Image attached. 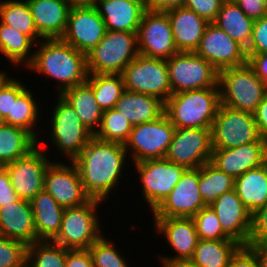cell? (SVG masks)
I'll list each match as a JSON object with an SVG mask.
<instances>
[{"mask_svg":"<svg viewBox=\"0 0 267 267\" xmlns=\"http://www.w3.org/2000/svg\"><path fill=\"white\" fill-rule=\"evenodd\" d=\"M124 144L109 142L93 136L72 161L76 166L86 194L91 199L105 201L117 188L126 164Z\"/></svg>","mask_w":267,"mask_h":267,"instance_id":"6da1fadb","label":"cell"},{"mask_svg":"<svg viewBox=\"0 0 267 267\" xmlns=\"http://www.w3.org/2000/svg\"><path fill=\"white\" fill-rule=\"evenodd\" d=\"M35 47L33 61L27 69L57 80L58 94L87 80L86 55L70 44L61 39H42Z\"/></svg>","mask_w":267,"mask_h":267,"instance_id":"7a4b0ae2","label":"cell"},{"mask_svg":"<svg viewBox=\"0 0 267 267\" xmlns=\"http://www.w3.org/2000/svg\"><path fill=\"white\" fill-rule=\"evenodd\" d=\"M221 105L220 88H202L172 94L165 113L175 128H211Z\"/></svg>","mask_w":267,"mask_h":267,"instance_id":"3957f363","label":"cell"},{"mask_svg":"<svg viewBox=\"0 0 267 267\" xmlns=\"http://www.w3.org/2000/svg\"><path fill=\"white\" fill-rule=\"evenodd\" d=\"M218 85L221 104L250 113L256 111L267 92V84L248 62L220 70Z\"/></svg>","mask_w":267,"mask_h":267,"instance_id":"277c9868","label":"cell"},{"mask_svg":"<svg viewBox=\"0 0 267 267\" xmlns=\"http://www.w3.org/2000/svg\"><path fill=\"white\" fill-rule=\"evenodd\" d=\"M139 55L137 33L107 30L103 39L86 55L88 74H122Z\"/></svg>","mask_w":267,"mask_h":267,"instance_id":"5b68a950","label":"cell"},{"mask_svg":"<svg viewBox=\"0 0 267 267\" xmlns=\"http://www.w3.org/2000/svg\"><path fill=\"white\" fill-rule=\"evenodd\" d=\"M101 202L90 199L83 205L65 208L60 230L52 242L68 250L88 249L104 235L97 214Z\"/></svg>","mask_w":267,"mask_h":267,"instance_id":"8992f818","label":"cell"},{"mask_svg":"<svg viewBox=\"0 0 267 267\" xmlns=\"http://www.w3.org/2000/svg\"><path fill=\"white\" fill-rule=\"evenodd\" d=\"M125 90L155 96L166 102L172 95L166 60L139 54L122 72Z\"/></svg>","mask_w":267,"mask_h":267,"instance_id":"52a82bcc","label":"cell"},{"mask_svg":"<svg viewBox=\"0 0 267 267\" xmlns=\"http://www.w3.org/2000/svg\"><path fill=\"white\" fill-rule=\"evenodd\" d=\"M166 63L172 94L219 87V71L195 52L179 51Z\"/></svg>","mask_w":267,"mask_h":267,"instance_id":"ba28073f","label":"cell"},{"mask_svg":"<svg viewBox=\"0 0 267 267\" xmlns=\"http://www.w3.org/2000/svg\"><path fill=\"white\" fill-rule=\"evenodd\" d=\"M175 129L166 113L153 121L133 126L130 137L124 144L129 158L131 156L134 163L164 158Z\"/></svg>","mask_w":267,"mask_h":267,"instance_id":"9c48e42d","label":"cell"},{"mask_svg":"<svg viewBox=\"0 0 267 267\" xmlns=\"http://www.w3.org/2000/svg\"><path fill=\"white\" fill-rule=\"evenodd\" d=\"M213 149H230L261 138L254 113L220 105L211 127Z\"/></svg>","mask_w":267,"mask_h":267,"instance_id":"30bf717a","label":"cell"},{"mask_svg":"<svg viewBox=\"0 0 267 267\" xmlns=\"http://www.w3.org/2000/svg\"><path fill=\"white\" fill-rule=\"evenodd\" d=\"M51 116V139L58 151L73 161L94 134L85 127L72 106L58 94ZM64 152V153H63Z\"/></svg>","mask_w":267,"mask_h":267,"instance_id":"8fae6325","label":"cell"},{"mask_svg":"<svg viewBox=\"0 0 267 267\" xmlns=\"http://www.w3.org/2000/svg\"><path fill=\"white\" fill-rule=\"evenodd\" d=\"M142 182V194L151 213L170 194L187 170L185 166L172 163L165 158L149 159L133 163Z\"/></svg>","mask_w":267,"mask_h":267,"instance_id":"7c38bea8","label":"cell"},{"mask_svg":"<svg viewBox=\"0 0 267 267\" xmlns=\"http://www.w3.org/2000/svg\"><path fill=\"white\" fill-rule=\"evenodd\" d=\"M139 54L167 60L177 52L172 26L166 12L146 10L137 30Z\"/></svg>","mask_w":267,"mask_h":267,"instance_id":"4fadbf2b","label":"cell"},{"mask_svg":"<svg viewBox=\"0 0 267 267\" xmlns=\"http://www.w3.org/2000/svg\"><path fill=\"white\" fill-rule=\"evenodd\" d=\"M213 152L211 128H176L165 159L187 169L210 162Z\"/></svg>","mask_w":267,"mask_h":267,"instance_id":"5bb4252c","label":"cell"},{"mask_svg":"<svg viewBox=\"0 0 267 267\" xmlns=\"http://www.w3.org/2000/svg\"><path fill=\"white\" fill-rule=\"evenodd\" d=\"M103 18L94 5L73 4L61 40L87 55L106 33Z\"/></svg>","mask_w":267,"mask_h":267,"instance_id":"9a60e30c","label":"cell"},{"mask_svg":"<svg viewBox=\"0 0 267 267\" xmlns=\"http://www.w3.org/2000/svg\"><path fill=\"white\" fill-rule=\"evenodd\" d=\"M38 146L25 157L3 166L10 177V183L20 199L31 201L44 190V175L50 158Z\"/></svg>","mask_w":267,"mask_h":267,"instance_id":"2e32d148","label":"cell"},{"mask_svg":"<svg viewBox=\"0 0 267 267\" xmlns=\"http://www.w3.org/2000/svg\"><path fill=\"white\" fill-rule=\"evenodd\" d=\"M195 53L218 71L248 62L245 48L212 22L206 26Z\"/></svg>","mask_w":267,"mask_h":267,"instance_id":"e0dca14e","label":"cell"},{"mask_svg":"<svg viewBox=\"0 0 267 267\" xmlns=\"http://www.w3.org/2000/svg\"><path fill=\"white\" fill-rule=\"evenodd\" d=\"M52 162L44 175V190L64 208L87 203L91 198L86 194L74 163Z\"/></svg>","mask_w":267,"mask_h":267,"instance_id":"ac0fdd59","label":"cell"},{"mask_svg":"<svg viewBox=\"0 0 267 267\" xmlns=\"http://www.w3.org/2000/svg\"><path fill=\"white\" fill-rule=\"evenodd\" d=\"M198 181L199 168L187 169L170 194L152 212L153 217L192 218L206 207L199 192Z\"/></svg>","mask_w":267,"mask_h":267,"instance_id":"d6986e66","label":"cell"},{"mask_svg":"<svg viewBox=\"0 0 267 267\" xmlns=\"http://www.w3.org/2000/svg\"><path fill=\"white\" fill-rule=\"evenodd\" d=\"M267 140L244 144L230 149H213L210 163L233 178L266 163Z\"/></svg>","mask_w":267,"mask_h":267,"instance_id":"ffe728a7","label":"cell"},{"mask_svg":"<svg viewBox=\"0 0 267 267\" xmlns=\"http://www.w3.org/2000/svg\"><path fill=\"white\" fill-rule=\"evenodd\" d=\"M154 229L165 236L167 243L176 251L172 257L161 258V261H189L199 240L193 218L154 217Z\"/></svg>","mask_w":267,"mask_h":267,"instance_id":"44dd1931","label":"cell"},{"mask_svg":"<svg viewBox=\"0 0 267 267\" xmlns=\"http://www.w3.org/2000/svg\"><path fill=\"white\" fill-rule=\"evenodd\" d=\"M209 206L217 214L223 231L239 244L248 246L251 213L235 189L218 196Z\"/></svg>","mask_w":267,"mask_h":267,"instance_id":"7402d4cb","label":"cell"},{"mask_svg":"<svg viewBox=\"0 0 267 267\" xmlns=\"http://www.w3.org/2000/svg\"><path fill=\"white\" fill-rule=\"evenodd\" d=\"M35 27L43 39H61L73 0H27Z\"/></svg>","mask_w":267,"mask_h":267,"instance_id":"603a6c76","label":"cell"},{"mask_svg":"<svg viewBox=\"0 0 267 267\" xmlns=\"http://www.w3.org/2000/svg\"><path fill=\"white\" fill-rule=\"evenodd\" d=\"M0 235L23 242H36L34 216L30 201L19 199L0 207Z\"/></svg>","mask_w":267,"mask_h":267,"instance_id":"cb8c5ba5","label":"cell"},{"mask_svg":"<svg viewBox=\"0 0 267 267\" xmlns=\"http://www.w3.org/2000/svg\"><path fill=\"white\" fill-rule=\"evenodd\" d=\"M170 19L178 51L195 52L209 22L184 6L165 11Z\"/></svg>","mask_w":267,"mask_h":267,"instance_id":"d4e9b609","label":"cell"},{"mask_svg":"<svg viewBox=\"0 0 267 267\" xmlns=\"http://www.w3.org/2000/svg\"><path fill=\"white\" fill-rule=\"evenodd\" d=\"M106 30L137 33L144 12L142 4L131 0H99L94 5Z\"/></svg>","mask_w":267,"mask_h":267,"instance_id":"484cf974","label":"cell"},{"mask_svg":"<svg viewBox=\"0 0 267 267\" xmlns=\"http://www.w3.org/2000/svg\"><path fill=\"white\" fill-rule=\"evenodd\" d=\"M114 109L135 126L162 116L165 102L152 95L125 90Z\"/></svg>","mask_w":267,"mask_h":267,"instance_id":"4316f807","label":"cell"},{"mask_svg":"<svg viewBox=\"0 0 267 267\" xmlns=\"http://www.w3.org/2000/svg\"><path fill=\"white\" fill-rule=\"evenodd\" d=\"M34 216L36 241H52L61 227L64 207L45 190L31 201Z\"/></svg>","mask_w":267,"mask_h":267,"instance_id":"83f0119b","label":"cell"},{"mask_svg":"<svg viewBox=\"0 0 267 267\" xmlns=\"http://www.w3.org/2000/svg\"><path fill=\"white\" fill-rule=\"evenodd\" d=\"M59 95L72 106L81 123L95 134L101 125L103 110L95 99L92 85L86 80Z\"/></svg>","mask_w":267,"mask_h":267,"instance_id":"f1b7e54d","label":"cell"},{"mask_svg":"<svg viewBox=\"0 0 267 267\" xmlns=\"http://www.w3.org/2000/svg\"><path fill=\"white\" fill-rule=\"evenodd\" d=\"M234 189L252 213L267 204V163L234 178Z\"/></svg>","mask_w":267,"mask_h":267,"instance_id":"f546056e","label":"cell"},{"mask_svg":"<svg viewBox=\"0 0 267 267\" xmlns=\"http://www.w3.org/2000/svg\"><path fill=\"white\" fill-rule=\"evenodd\" d=\"M212 23L245 49L248 47L252 37L254 20L242 11L235 1L224 0L216 19Z\"/></svg>","mask_w":267,"mask_h":267,"instance_id":"4dcf8cb0","label":"cell"},{"mask_svg":"<svg viewBox=\"0 0 267 267\" xmlns=\"http://www.w3.org/2000/svg\"><path fill=\"white\" fill-rule=\"evenodd\" d=\"M40 143L27 130L10 124H0V166L25 157Z\"/></svg>","mask_w":267,"mask_h":267,"instance_id":"1f68e13d","label":"cell"},{"mask_svg":"<svg viewBox=\"0 0 267 267\" xmlns=\"http://www.w3.org/2000/svg\"><path fill=\"white\" fill-rule=\"evenodd\" d=\"M240 246L234 239H199L189 261L196 267H228L231 257Z\"/></svg>","mask_w":267,"mask_h":267,"instance_id":"d6a6232c","label":"cell"},{"mask_svg":"<svg viewBox=\"0 0 267 267\" xmlns=\"http://www.w3.org/2000/svg\"><path fill=\"white\" fill-rule=\"evenodd\" d=\"M35 45L29 36L0 22V52L14 66L23 64L27 68L33 61L34 52H30Z\"/></svg>","mask_w":267,"mask_h":267,"instance_id":"836d02e7","label":"cell"},{"mask_svg":"<svg viewBox=\"0 0 267 267\" xmlns=\"http://www.w3.org/2000/svg\"><path fill=\"white\" fill-rule=\"evenodd\" d=\"M0 22L29 36L36 44L43 39L35 27L27 0H0Z\"/></svg>","mask_w":267,"mask_h":267,"instance_id":"e575fe53","label":"cell"},{"mask_svg":"<svg viewBox=\"0 0 267 267\" xmlns=\"http://www.w3.org/2000/svg\"><path fill=\"white\" fill-rule=\"evenodd\" d=\"M30 89H26L18 98H12L11 114H8L3 120L4 123L21 127L30 132L40 141V133L33 127L39 120V104L37 105Z\"/></svg>","mask_w":267,"mask_h":267,"instance_id":"d590c367","label":"cell"},{"mask_svg":"<svg viewBox=\"0 0 267 267\" xmlns=\"http://www.w3.org/2000/svg\"><path fill=\"white\" fill-rule=\"evenodd\" d=\"M198 187L205 204L210 205L218 196L234 189V178L208 162L199 167Z\"/></svg>","mask_w":267,"mask_h":267,"instance_id":"8d00e7d4","label":"cell"},{"mask_svg":"<svg viewBox=\"0 0 267 267\" xmlns=\"http://www.w3.org/2000/svg\"><path fill=\"white\" fill-rule=\"evenodd\" d=\"M99 107L105 111L114 109L116 102L125 91L122 74H88Z\"/></svg>","mask_w":267,"mask_h":267,"instance_id":"74e56055","label":"cell"},{"mask_svg":"<svg viewBox=\"0 0 267 267\" xmlns=\"http://www.w3.org/2000/svg\"><path fill=\"white\" fill-rule=\"evenodd\" d=\"M67 249L52 241H36L27 246L26 267H64Z\"/></svg>","mask_w":267,"mask_h":267,"instance_id":"f35d334b","label":"cell"},{"mask_svg":"<svg viewBox=\"0 0 267 267\" xmlns=\"http://www.w3.org/2000/svg\"><path fill=\"white\" fill-rule=\"evenodd\" d=\"M133 125L115 109L103 111L101 125L94 136L103 141L125 144Z\"/></svg>","mask_w":267,"mask_h":267,"instance_id":"ab89813d","label":"cell"},{"mask_svg":"<svg viewBox=\"0 0 267 267\" xmlns=\"http://www.w3.org/2000/svg\"><path fill=\"white\" fill-rule=\"evenodd\" d=\"M114 245L102 235L88 248L94 267H128L125 256L120 255Z\"/></svg>","mask_w":267,"mask_h":267,"instance_id":"60d3db41","label":"cell"},{"mask_svg":"<svg viewBox=\"0 0 267 267\" xmlns=\"http://www.w3.org/2000/svg\"><path fill=\"white\" fill-rule=\"evenodd\" d=\"M199 239L222 240L231 239L222 229L214 210L207 205L200 209L193 217Z\"/></svg>","mask_w":267,"mask_h":267,"instance_id":"b9f144b4","label":"cell"},{"mask_svg":"<svg viewBox=\"0 0 267 267\" xmlns=\"http://www.w3.org/2000/svg\"><path fill=\"white\" fill-rule=\"evenodd\" d=\"M27 246L0 235V267H26Z\"/></svg>","mask_w":267,"mask_h":267,"instance_id":"7bdbcfd3","label":"cell"},{"mask_svg":"<svg viewBox=\"0 0 267 267\" xmlns=\"http://www.w3.org/2000/svg\"><path fill=\"white\" fill-rule=\"evenodd\" d=\"M25 86L17 79L8 78L5 71H0V116L2 119L11 114L12 98H18L27 89Z\"/></svg>","mask_w":267,"mask_h":267,"instance_id":"ee69618b","label":"cell"},{"mask_svg":"<svg viewBox=\"0 0 267 267\" xmlns=\"http://www.w3.org/2000/svg\"><path fill=\"white\" fill-rule=\"evenodd\" d=\"M267 242V204L257 208L250 215L248 244Z\"/></svg>","mask_w":267,"mask_h":267,"instance_id":"f6af8a7d","label":"cell"},{"mask_svg":"<svg viewBox=\"0 0 267 267\" xmlns=\"http://www.w3.org/2000/svg\"><path fill=\"white\" fill-rule=\"evenodd\" d=\"M246 55L267 53V16L254 21L251 41Z\"/></svg>","mask_w":267,"mask_h":267,"instance_id":"bcb514c9","label":"cell"},{"mask_svg":"<svg viewBox=\"0 0 267 267\" xmlns=\"http://www.w3.org/2000/svg\"><path fill=\"white\" fill-rule=\"evenodd\" d=\"M223 2L224 0H184L182 6L211 23L216 19Z\"/></svg>","mask_w":267,"mask_h":267,"instance_id":"7dc6e473","label":"cell"},{"mask_svg":"<svg viewBox=\"0 0 267 267\" xmlns=\"http://www.w3.org/2000/svg\"><path fill=\"white\" fill-rule=\"evenodd\" d=\"M228 267H260L255 251L247 245H241L231 257Z\"/></svg>","mask_w":267,"mask_h":267,"instance_id":"c3c4849f","label":"cell"},{"mask_svg":"<svg viewBox=\"0 0 267 267\" xmlns=\"http://www.w3.org/2000/svg\"><path fill=\"white\" fill-rule=\"evenodd\" d=\"M235 2L254 21L267 16V0H235Z\"/></svg>","mask_w":267,"mask_h":267,"instance_id":"681fc988","label":"cell"},{"mask_svg":"<svg viewBox=\"0 0 267 267\" xmlns=\"http://www.w3.org/2000/svg\"><path fill=\"white\" fill-rule=\"evenodd\" d=\"M20 198L10 183L7 170L0 166V207L18 201Z\"/></svg>","mask_w":267,"mask_h":267,"instance_id":"f907efd6","label":"cell"},{"mask_svg":"<svg viewBox=\"0 0 267 267\" xmlns=\"http://www.w3.org/2000/svg\"><path fill=\"white\" fill-rule=\"evenodd\" d=\"M64 267H94V265L88 249H67Z\"/></svg>","mask_w":267,"mask_h":267,"instance_id":"816d5d0a","label":"cell"},{"mask_svg":"<svg viewBox=\"0 0 267 267\" xmlns=\"http://www.w3.org/2000/svg\"><path fill=\"white\" fill-rule=\"evenodd\" d=\"M259 134L267 140V92L254 112Z\"/></svg>","mask_w":267,"mask_h":267,"instance_id":"f5cc1de1","label":"cell"},{"mask_svg":"<svg viewBox=\"0 0 267 267\" xmlns=\"http://www.w3.org/2000/svg\"><path fill=\"white\" fill-rule=\"evenodd\" d=\"M247 58L257 76L267 84V53L247 55Z\"/></svg>","mask_w":267,"mask_h":267,"instance_id":"db71d44e","label":"cell"},{"mask_svg":"<svg viewBox=\"0 0 267 267\" xmlns=\"http://www.w3.org/2000/svg\"><path fill=\"white\" fill-rule=\"evenodd\" d=\"M184 0H149L148 10L165 12L172 8L182 6Z\"/></svg>","mask_w":267,"mask_h":267,"instance_id":"11a10c76","label":"cell"},{"mask_svg":"<svg viewBox=\"0 0 267 267\" xmlns=\"http://www.w3.org/2000/svg\"><path fill=\"white\" fill-rule=\"evenodd\" d=\"M256 253L260 267H267V242L248 244Z\"/></svg>","mask_w":267,"mask_h":267,"instance_id":"9f6ffc18","label":"cell"},{"mask_svg":"<svg viewBox=\"0 0 267 267\" xmlns=\"http://www.w3.org/2000/svg\"><path fill=\"white\" fill-rule=\"evenodd\" d=\"M162 267H196L190 261H160Z\"/></svg>","mask_w":267,"mask_h":267,"instance_id":"6f0895ef","label":"cell"},{"mask_svg":"<svg viewBox=\"0 0 267 267\" xmlns=\"http://www.w3.org/2000/svg\"><path fill=\"white\" fill-rule=\"evenodd\" d=\"M99 0H73L74 4L78 5H95Z\"/></svg>","mask_w":267,"mask_h":267,"instance_id":"680465c9","label":"cell"},{"mask_svg":"<svg viewBox=\"0 0 267 267\" xmlns=\"http://www.w3.org/2000/svg\"><path fill=\"white\" fill-rule=\"evenodd\" d=\"M131 1L142 4L148 10V1L149 0H131Z\"/></svg>","mask_w":267,"mask_h":267,"instance_id":"91938a15","label":"cell"},{"mask_svg":"<svg viewBox=\"0 0 267 267\" xmlns=\"http://www.w3.org/2000/svg\"><path fill=\"white\" fill-rule=\"evenodd\" d=\"M4 123V120L2 119V117L0 116V124Z\"/></svg>","mask_w":267,"mask_h":267,"instance_id":"94428289","label":"cell"},{"mask_svg":"<svg viewBox=\"0 0 267 267\" xmlns=\"http://www.w3.org/2000/svg\"><path fill=\"white\" fill-rule=\"evenodd\" d=\"M266 163H267V147H266Z\"/></svg>","mask_w":267,"mask_h":267,"instance_id":"6125c7cd","label":"cell"}]
</instances>
